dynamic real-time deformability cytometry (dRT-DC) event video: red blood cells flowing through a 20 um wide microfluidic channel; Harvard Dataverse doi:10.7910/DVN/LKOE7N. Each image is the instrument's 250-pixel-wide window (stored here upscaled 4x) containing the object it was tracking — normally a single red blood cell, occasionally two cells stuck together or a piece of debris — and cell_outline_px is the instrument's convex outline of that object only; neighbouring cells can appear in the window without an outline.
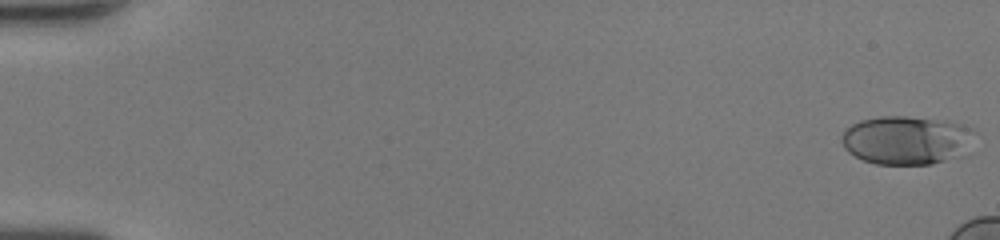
{"species": "human", "species_latin": "Homo sapiens", "temperature_condition": "room temperature", "stored_images_in_passage": 14, "camera_frame_rate_fps": 3000, "um_per_image_px": 0.085, "donor": {"sex": "female"}, "frame": {"image": 1, "passage_image": 1, "time_ms": 0.0, "image_size_px": [1000, 240], "cell_outline_px": [[972, 128], [964, 156], [932, 164], [876, 164], [864, 160], [848, 152], [844, 148], [840, 140], [844, 128], [860, 120], [880, 116], [904, 116], [948, 120]], "centroid_in_image_um": [76.99, 11.91], "position_along_channel_um": 8.0, "area_um2": 37.74}}